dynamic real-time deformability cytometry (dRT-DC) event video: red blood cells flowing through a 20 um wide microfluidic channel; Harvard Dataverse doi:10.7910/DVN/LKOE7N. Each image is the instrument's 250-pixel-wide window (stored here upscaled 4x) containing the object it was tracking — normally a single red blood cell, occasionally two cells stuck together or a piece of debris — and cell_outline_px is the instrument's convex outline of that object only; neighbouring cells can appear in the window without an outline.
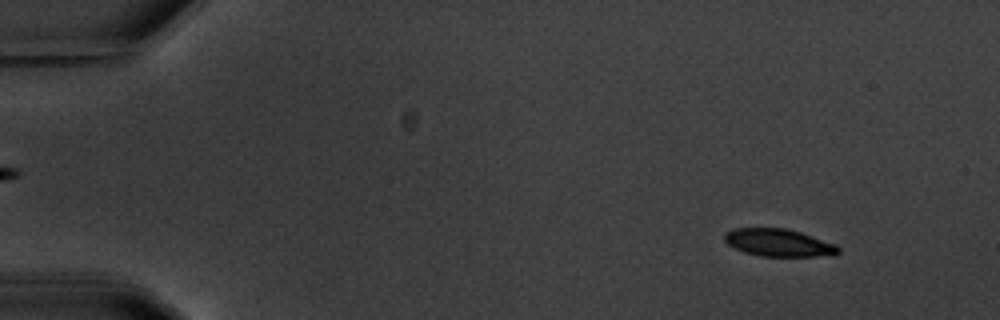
{"species": "common noctule bat (a hibernating species)", "species_latin": "Nyctalus noctula", "temperature_condition": "warm", "stored_images_in_passage": 6, "camera_frame_rate_fps": 3000, "um_per_image_px": 0.085, "animal": {"sex": "male", "body_mass_g": 20.1, "forearm_length_mm": 53.5}, "frame": {"image": 1, "passage_image": 1, "time_ms": 0.0, "image_size_px": [1000, 320], "cell_outline_px": [[840, 252], [832, 256], [760, 256], [744, 252], [728, 244], [724, 240], [724, 232], [732, 228], [784, 228], [800, 232], [836, 244], [840, 248]], "centroid_in_image_um": [66.19, 20.63], "position_along_channel_um": 18.8, "area_um2": 18.32}}
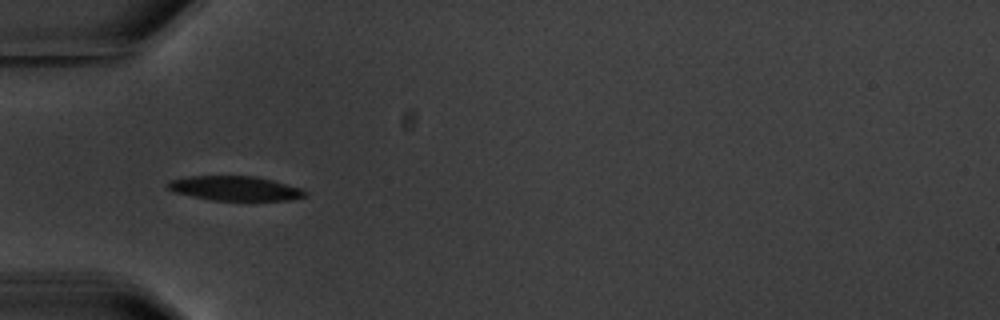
{"frame": {"image": 2, "passage_image": 5, "time_ms": 4.333, "image_size_px": [1000, 320], "cell_outline_px": [[308, 192], [304, 196], [288, 200], [208, 200], [176, 192], [168, 188], [168, 184], [172, 180], [188, 176], [256, 176], [272, 180], [300, 188]], "centroid_in_image_um": [19.98, 16.01], "position_along_channel_um": 65.0, "area_um2": 19.31}}